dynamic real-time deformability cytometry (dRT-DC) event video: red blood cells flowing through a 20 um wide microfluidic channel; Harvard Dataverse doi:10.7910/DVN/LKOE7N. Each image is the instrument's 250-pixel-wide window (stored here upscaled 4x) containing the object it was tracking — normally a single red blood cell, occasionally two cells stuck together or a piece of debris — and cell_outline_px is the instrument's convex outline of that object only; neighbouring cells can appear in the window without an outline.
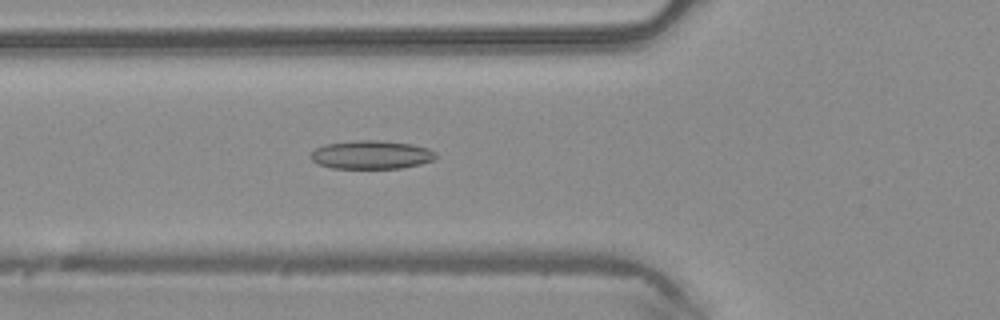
{"species": "common noctule bat (a hibernating species)", "species_latin": "Nyctalus noctula", "temperature_condition": "warm", "stored_images_in_passage": 49, "camera_frame_rate_fps": 3000, "um_per_image_px": 0.085, "animal": {"sex": "male", "body_mass_g": 20.4}, "frame": {"image": 1, "passage_image": 18, "time_ms": 5.667, "image_size_px": [1000, 320], "cell_outline_px": [[436, 156], [432, 160], [420, 164], [400, 168], [332, 168], [316, 164], [308, 156], [316, 148], [324, 144], [356, 140], [380, 140], [412, 144], [428, 148], [436, 152]], "centroid_in_image_um": [31.52, 13.15], "position_along_channel_um": 94.3, "area_um2": 20.87}}
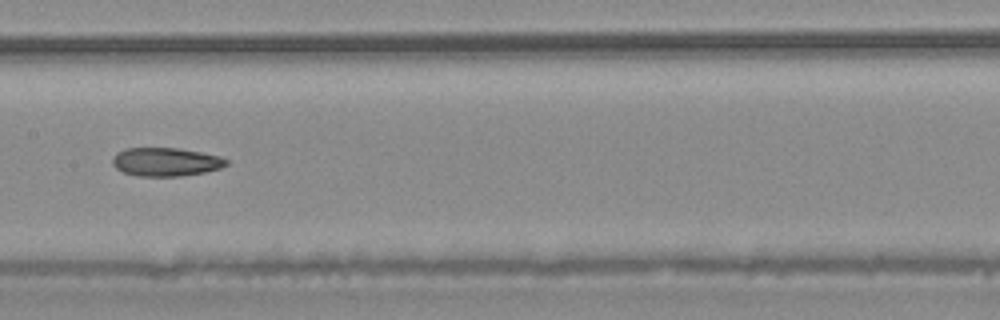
{"frame": {"image": 2, "passage_image": 25, "time_ms": 8.0, "image_size_px": [1000, 320], "cell_outline_px": [[228, 164], [220, 168], [204, 172], [180, 176], [136, 176], [124, 172], [116, 168], [112, 164], [112, 156], [116, 152], [124, 148], [180, 148], [220, 156], [228, 160]], "centroid_in_image_um": [14.06, 13.75], "position_along_channel_um": 193.3, "area_um2": 19.02}}
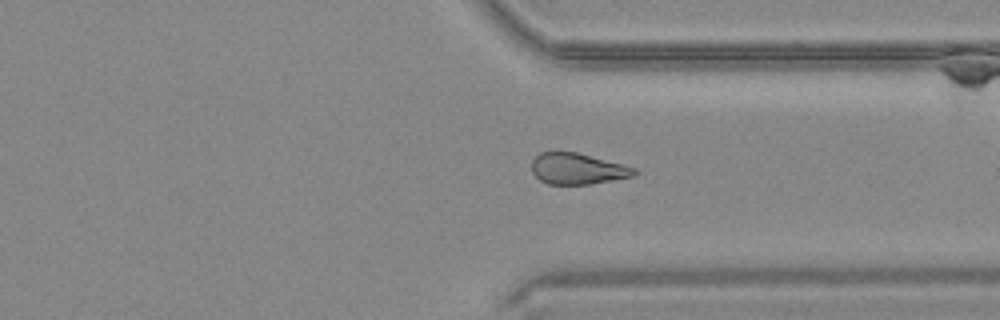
{"frame": {"image": 3, "passage_image": 37, "time_ms": 12.0, "image_size_px": [1000, 320], "cell_outline_px": [[640, 172], [636, 176], [588, 184], [548, 184], [540, 180], [532, 172], [532, 160], [540, 152], [556, 148], [576, 152], [636, 168]], "centroid_in_image_um": [49.06, 14.31], "position_along_channel_um": 362.3, "area_um2": 19.02}, "authors_computed_cell_mechanics": {"area_um2": 20.2878, "velocity_mm_per_s": 4.2136, "shape_relaxation_time_tau1_ms": null, "shape_relaxation_time_tau2_ms": 7.2021, "deformation_change_tau1": null, "deformation_change_tau2": 0.1946}}